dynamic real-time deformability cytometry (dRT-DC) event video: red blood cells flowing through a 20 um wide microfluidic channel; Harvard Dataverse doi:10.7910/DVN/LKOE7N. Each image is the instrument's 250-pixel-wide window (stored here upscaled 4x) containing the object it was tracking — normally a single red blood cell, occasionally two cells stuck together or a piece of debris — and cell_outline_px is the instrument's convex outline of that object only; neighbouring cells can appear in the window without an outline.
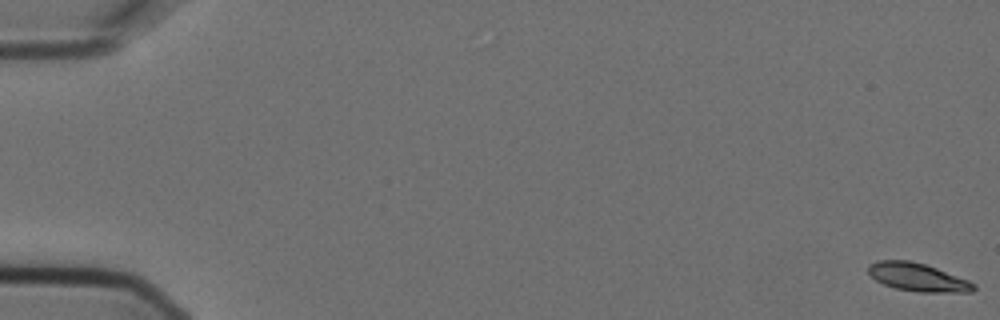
{"species": "Egyptian fruit bat (a non-hibernating species)", "species_latin": "Rousettus aegyptiacus", "temperature_condition": "cold", "stored_images_in_passage": 7, "camera_frame_rate_fps": 3000, "um_per_image_px": 0.085, "animal": {"sex": "female"}, "frame": {"image": 1, "passage_image": 1, "time_ms": 0.0, "image_size_px": [1000, 320], "cell_outline_px": [[976, 288], [972, 292], [916, 292], [896, 288], [884, 284], [876, 280], [868, 272], [868, 264], [876, 260], [908, 260], [924, 264], [936, 268], [968, 280], [976, 284]], "centroid_in_image_um": [78.0, 23.56], "position_along_channel_um": 7.0, "area_um2": 17.22}}
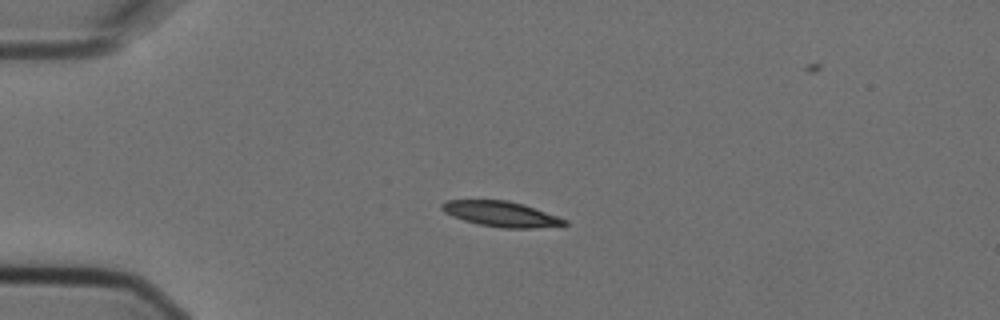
{"frame": {"image": 2, "passage_image": 5, "time_ms": 1.333, "image_size_px": [1000, 320], "cell_outline_px": [[568, 224], [532, 228], [500, 228], [476, 224], [452, 216], [444, 212], [440, 208], [440, 204], [448, 200], [508, 200], [524, 204], [568, 220]], "centroid_in_image_um": [42.56, 18.18], "position_along_channel_um": 42.4, "area_um2": 18.15}}
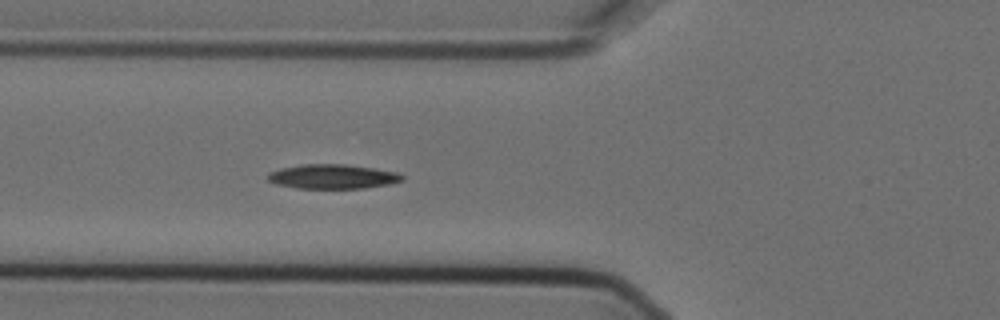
{"frame": {"image": 3, "passage_image": 7, "time_ms": 2.0, "image_size_px": [1000, 320], "cell_outline_px": [[404, 180], [388, 184], [364, 188], [296, 188], [276, 184], [268, 180], [268, 172], [280, 168], [304, 164], [344, 164], [372, 168], [396, 172], [404, 176]], "centroid_in_image_um": [28.25, 15.0], "position_along_channel_um": 97.6, "area_um2": 19.02}}